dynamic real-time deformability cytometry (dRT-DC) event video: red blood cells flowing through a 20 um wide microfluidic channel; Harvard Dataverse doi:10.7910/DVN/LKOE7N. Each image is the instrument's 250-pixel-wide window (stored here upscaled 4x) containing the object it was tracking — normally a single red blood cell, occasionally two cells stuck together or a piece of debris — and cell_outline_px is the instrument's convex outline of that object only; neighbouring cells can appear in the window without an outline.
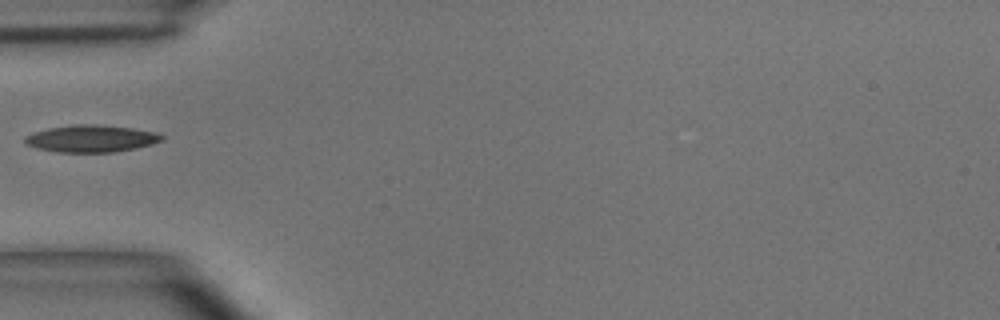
{"species": "common noctule bat (a hibernating species)", "species_latin": "Nyctalus noctula", "temperature_condition": "room temperature", "stored_images_in_passage": 12, "camera_frame_rate_fps": 3000, "um_per_image_px": 0.085, "animal": {"sex": "male", "body_mass_g": 15.6}, "frame": {"image": 1, "passage_image": 1, "time_ms": 0.0, "image_size_px": [1000, 320], "cell_outline_px": [[164, 140], [152, 144], [136, 148], [112, 152], [60, 152], [40, 148], [28, 144], [24, 140], [24, 136], [48, 128], [72, 124], [96, 124], [132, 128], [156, 132], [164, 136]], "centroid_in_image_um": [7.8, 11.77], "position_along_channel_um": 77.2, "area_um2": 21.44}}